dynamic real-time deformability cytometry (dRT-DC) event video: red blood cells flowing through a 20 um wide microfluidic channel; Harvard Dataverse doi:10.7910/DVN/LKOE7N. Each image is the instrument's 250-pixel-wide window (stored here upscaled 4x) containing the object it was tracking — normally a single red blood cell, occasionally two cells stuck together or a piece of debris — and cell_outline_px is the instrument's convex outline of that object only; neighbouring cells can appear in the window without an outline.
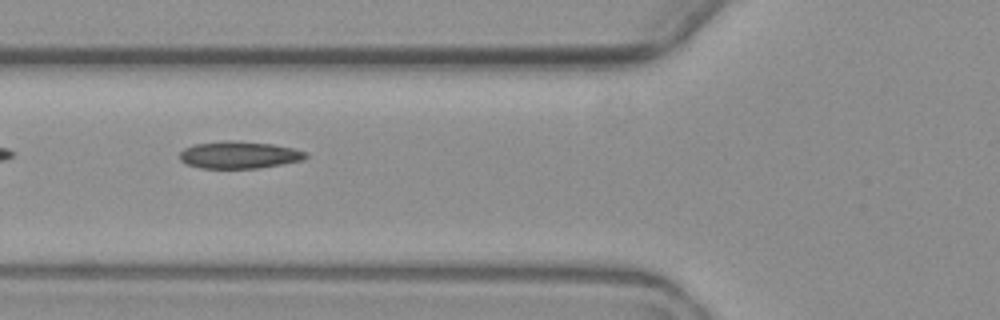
{"species": "common noctule bat (a hibernating species)", "species_latin": "Nyctalus noctula", "temperature_condition": "warm", "stored_images_in_passage": 4, "camera_frame_rate_fps": 3000, "um_per_image_px": 0.085, "animal": {"sex": "female", "body_mass_g": 19.3, "forearm_length_mm": 54.1}, "frame": {"image": 1, "passage_image": 3, "time_ms": 2.333, "image_size_px": [1000, 320], "cell_outline_px": [[308, 156], [304, 160], [256, 168], [200, 168], [188, 164], [180, 160], [180, 152], [184, 148], [196, 144], [224, 140], [232, 140], [272, 144], [292, 148], [308, 152]], "centroid_in_image_um": [20.34, 13.16], "position_along_channel_um": 105.5, "area_um2": 19.88}}
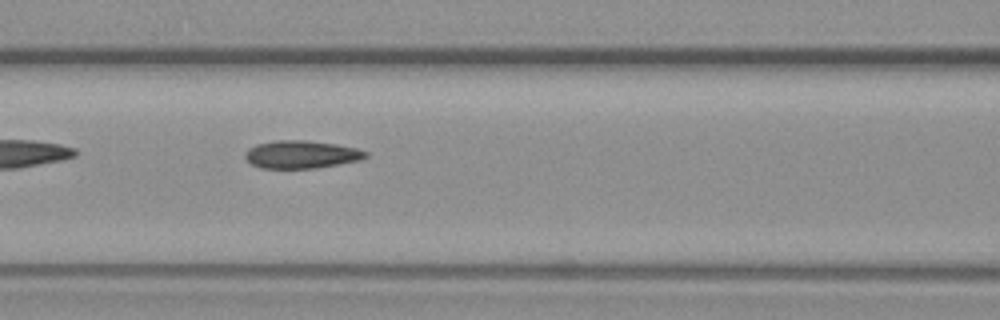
{"frame": {"image": 2, "passage_image": 4, "time_ms": 3.333, "image_size_px": [1000, 320], "cell_outline_px": [[368, 156], [360, 160], [316, 168], [260, 168], [252, 164], [244, 156], [244, 152], [248, 148], [256, 144], [276, 140], [304, 140], [336, 144], [356, 148], [368, 152]], "centroid_in_image_um": [25.6, 13.12], "position_along_channel_um": 141.0, "area_um2": 19.54}}